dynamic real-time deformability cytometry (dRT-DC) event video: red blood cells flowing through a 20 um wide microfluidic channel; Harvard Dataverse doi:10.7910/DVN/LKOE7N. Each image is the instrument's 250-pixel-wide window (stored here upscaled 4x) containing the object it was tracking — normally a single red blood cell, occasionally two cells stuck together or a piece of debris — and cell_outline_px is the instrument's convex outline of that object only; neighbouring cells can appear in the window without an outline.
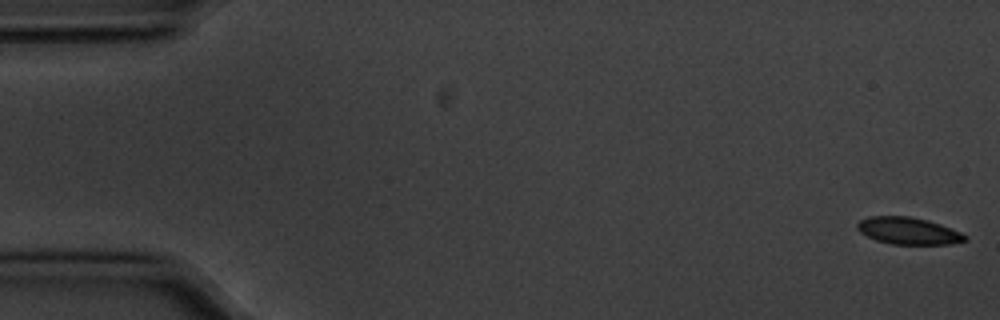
{"species": "common noctule bat (a hibernating species)", "species_latin": "Nyctalus noctula", "temperature_condition": "cold", "stored_images_in_passage": 56, "camera_frame_rate_fps": 3000, "um_per_image_px": 0.085, "animal": {"sex": "male", "body_mass_g": 20.1, "forearm_length_mm": 53.5}, "frame": {"image": 1, "passage_image": 1, "time_ms": 0.0, "image_size_px": [1000, 320], "cell_outline_px": [[968, 240], [948, 244], [892, 244], [876, 240], [860, 232], [856, 228], [856, 224], [860, 220], [868, 216], [908, 216], [928, 220], [940, 224], [960, 232], [968, 236]], "centroid_in_image_um": [77.19, 19.62], "position_along_channel_um": 7.8, "area_um2": 16.94}}
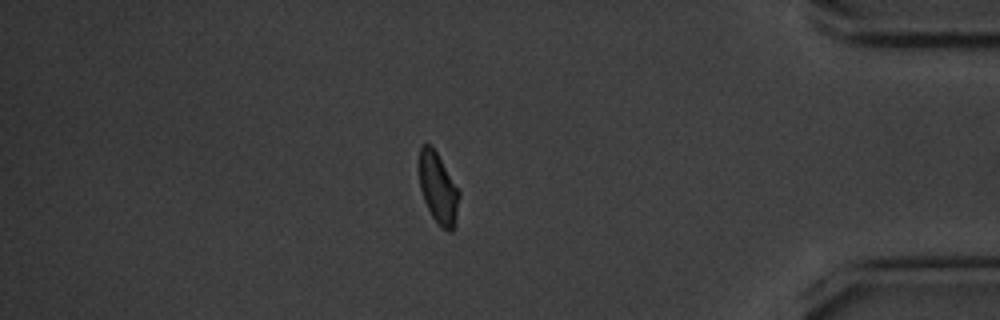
{"frame": {"image": 2, "passage_image": 48, "time_ms": 15.667, "image_size_px": [1000, 320], "cell_outline_px": [[460, 196], [456, 224], [452, 232], [448, 232], [440, 228], [432, 216], [424, 200], [420, 188], [420, 144], [432, 144], [460, 192]], "centroid_in_image_um": [37.27, 16.05], "position_along_channel_um": 397.9, "area_um2": 16.65}}
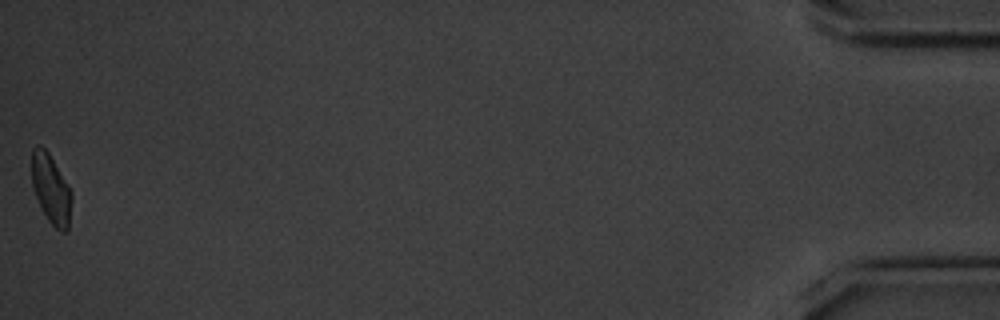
{"frame": {"image": 3, "passage_image": 56, "time_ms": 18.333, "image_size_px": [1000, 320], "cell_outline_px": [[72, 200], [68, 232], [60, 232], [48, 220], [32, 188], [32, 148], [36, 144], [40, 144], [48, 152], [72, 192]], "centroid_in_image_um": [4.34, 16.07], "position_along_channel_um": 430.9, "area_um2": 16.07}, "authors_computed_cell_mechanics": {"area_um2": 17.6001, "velocity_mm_per_s": 3.5607, "shape_relaxation_time_tau1_ms": 2.1163, "shape_relaxation_time_tau2_ms": 1.6194, "deformation_change_tau1": 0.1015, "deformation_change_tau2": 0.0515}}